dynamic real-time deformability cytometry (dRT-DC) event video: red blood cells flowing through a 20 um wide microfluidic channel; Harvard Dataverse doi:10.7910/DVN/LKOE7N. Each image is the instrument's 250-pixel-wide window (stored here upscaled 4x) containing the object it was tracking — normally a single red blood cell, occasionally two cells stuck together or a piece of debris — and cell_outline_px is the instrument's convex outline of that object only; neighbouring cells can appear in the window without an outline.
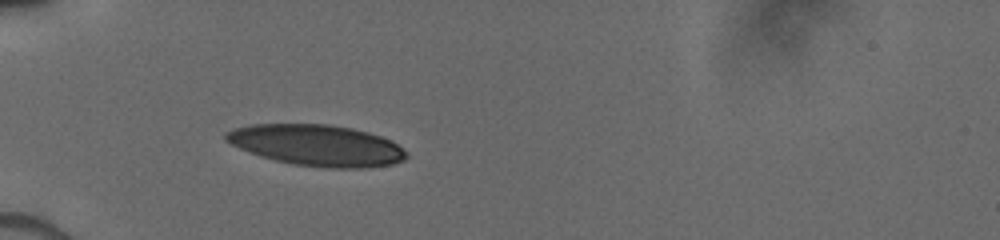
{"species": "human", "species_latin": "Homo sapiens", "temperature_condition": "cold", "stored_images_in_passage": 14, "camera_frame_rate_fps": 3000, "um_per_image_px": 0.085, "donor": {"sex": "male"}, "frame": {"image": 1, "passage_image": 6, "time_ms": 4.0, "image_size_px": [1000, 240], "cell_outline_px": [[408, 156], [404, 160], [392, 164], [368, 168], [328, 168], [292, 164], [276, 160], [240, 148], [224, 140], [224, 132], [236, 128], [252, 124], [328, 124], [352, 128], [368, 132], [380, 136], [396, 144], [408, 152]], "centroid_in_image_um": [26.95, 12.35], "position_along_channel_um": 58.0, "area_um2": 43.12}}
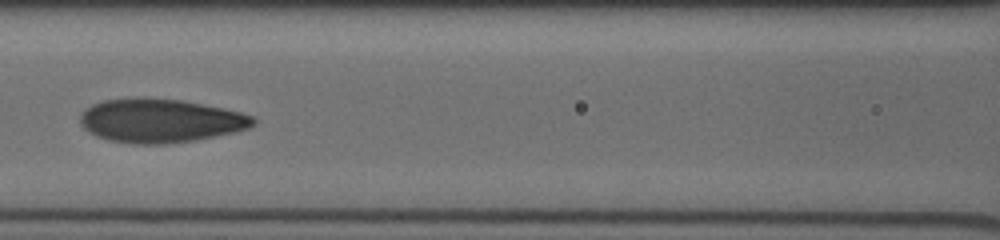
{"frame": {"image": 2, "passage_image": 9, "time_ms": 6.667, "image_size_px": [1000, 240], "cell_outline_px": [[256, 124], [248, 128], [236, 132], [196, 140], [164, 144], [132, 144], [108, 140], [96, 136], [88, 132], [80, 124], [80, 116], [92, 104], [104, 100], [180, 100], [240, 112], [252, 116], [256, 120]], "centroid_in_image_um": [13.65, 10.31], "position_along_channel_um": 153.0, "area_um2": 43.18}}
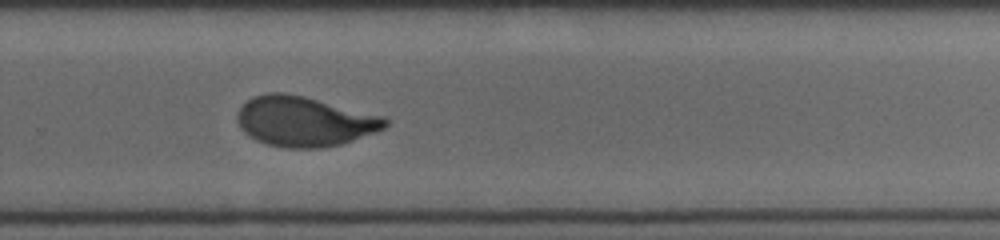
{"frame": {"image": 3, "passage_image": 13, "time_ms": 10.333, "image_size_px": [1000, 240], "cell_outline_px": [[388, 124], [384, 128], [376, 132], [344, 144], [324, 148], [280, 148], [264, 144], [248, 136], [240, 128], [236, 120], [236, 112], [252, 96], [268, 92], [280, 92], [304, 96], [384, 116], [388, 120]], "centroid_in_image_um": [25.85, 10.33], "position_along_channel_um": 303.9, "area_um2": 43.64}}